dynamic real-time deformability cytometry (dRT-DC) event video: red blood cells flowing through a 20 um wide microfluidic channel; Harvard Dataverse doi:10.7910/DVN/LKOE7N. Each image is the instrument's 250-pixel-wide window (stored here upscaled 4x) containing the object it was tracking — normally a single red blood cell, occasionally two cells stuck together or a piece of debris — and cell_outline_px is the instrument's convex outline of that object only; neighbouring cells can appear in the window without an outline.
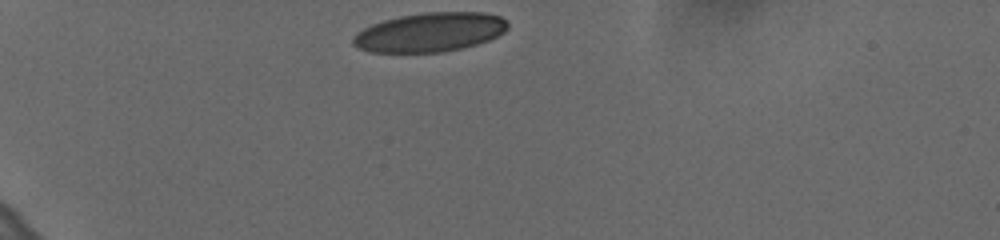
{"species": "human", "species_latin": "Homo sapiens", "temperature_condition": "cold", "stored_images_in_passage": 34, "camera_frame_rate_fps": 3000, "um_per_image_px": 0.085, "donor": {"sex": "female"}, "frame": {"image": 1, "passage_image": 1, "time_ms": 0.0, "image_size_px": [1000, 240], "cell_outline_px": [[508, 28], [504, 32], [488, 40], [476, 44], [460, 48], [440, 52], [368, 52], [352, 44], [352, 40], [364, 28], [372, 24], [384, 20], [400, 16], [424, 12], [484, 12], [500, 16], [508, 24]], "centroid_in_image_um": [36.55, 2.73], "position_along_channel_um": 48.4, "area_um2": 34.97}}
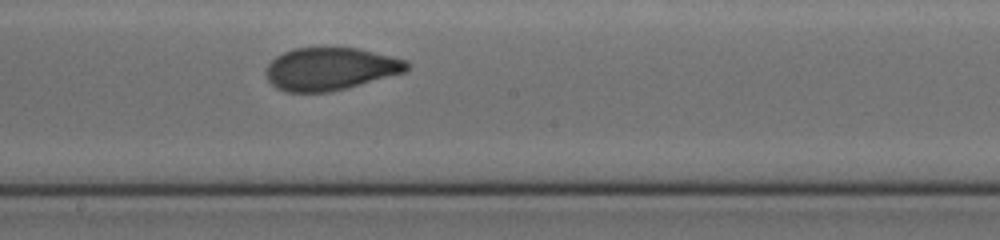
{"frame": {"image": 2, "passage_image": 19, "time_ms": 6.0, "image_size_px": [1000, 240], "cell_outline_px": [[412, 64], [404, 72], [344, 88], [328, 92], [288, 92], [276, 88], [268, 80], [268, 64], [276, 56], [292, 48], [356, 48], [408, 60]], "centroid_in_image_um": [28.08, 5.85], "position_along_channel_um": 220.1, "area_um2": 34.51}}
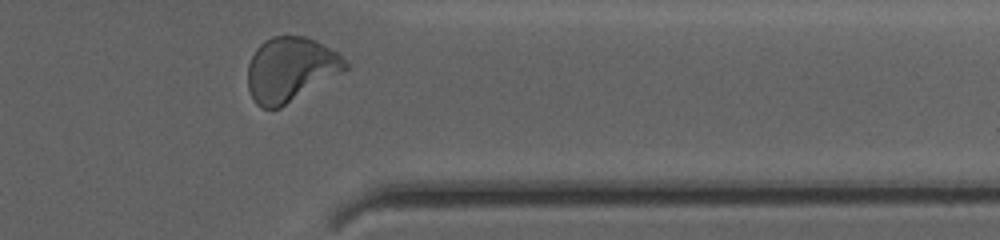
{"frame": {"image": 3, "passage_image": 33, "time_ms": 10.667, "image_size_px": [1000, 240], "cell_outline_px": [[348, 68], [344, 72], [280, 108], [260, 108], [252, 100], [248, 88], [248, 64], [256, 48], [264, 40], [272, 36], [304, 36], [316, 40], [336, 52], [348, 64]], "centroid_in_image_um": [24.67, 5.91], "position_along_channel_um": 386.7, "area_um2": 36.7}, "authors_computed_cell_mechanics": {"area_um2": 35.3736, "velocity_mm_per_s": 3.6197, "shape_relaxation_time_tau1_ms": 9.5747, "shape_relaxation_time_tau2_ms": 0.7661, "deformation_change_tau1": 0.2084, "deformation_change_tau2": 0.0528}}